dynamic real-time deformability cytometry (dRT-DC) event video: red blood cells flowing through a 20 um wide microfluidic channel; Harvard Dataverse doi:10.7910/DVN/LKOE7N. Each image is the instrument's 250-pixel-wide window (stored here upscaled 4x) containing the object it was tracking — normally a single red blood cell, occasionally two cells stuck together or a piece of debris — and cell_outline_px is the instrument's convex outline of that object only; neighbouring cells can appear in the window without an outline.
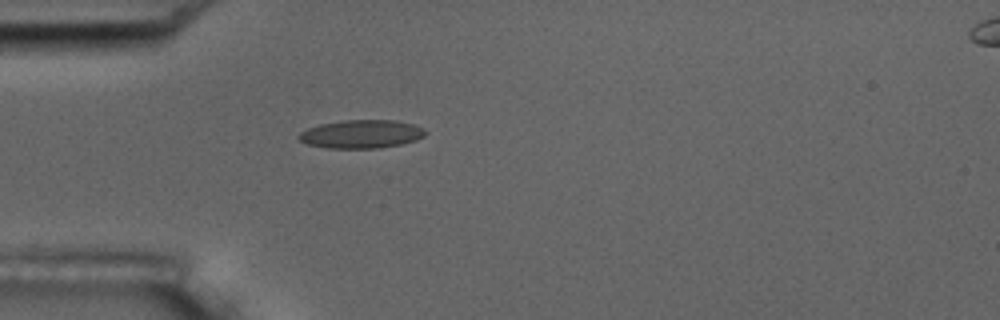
{"species": "common noctule bat (a hibernating species)", "species_latin": "Nyctalus noctula", "temperature_condition": "room temperature", "stored_images_in_passage": 1, "camera_frame_rate_fps": 3000, "um_per_image_px": 0.085, "animal": {"sex": "male", "body_mass_g": 17.5, "forearm_length_mm": 52.3}, "frame": {"image": 1, "passage_image": 1, "time_ms": 0.0, "image_size_px": [1000, 320], "cell_outline_px": [[428, 132], [424, 136], [416, 140], [400, 144], [376, 148], [328, 148], [308, 144], [300, 140], [296, 136], [300, 132], [308, 128], [320, 124], [344, 120], [396, 120], [412, 124], [424, 128]], "centroid_in_image_um": [30.72, 11.39], "position_along_channel_um": 54.3, "area_um2": 20.87}}